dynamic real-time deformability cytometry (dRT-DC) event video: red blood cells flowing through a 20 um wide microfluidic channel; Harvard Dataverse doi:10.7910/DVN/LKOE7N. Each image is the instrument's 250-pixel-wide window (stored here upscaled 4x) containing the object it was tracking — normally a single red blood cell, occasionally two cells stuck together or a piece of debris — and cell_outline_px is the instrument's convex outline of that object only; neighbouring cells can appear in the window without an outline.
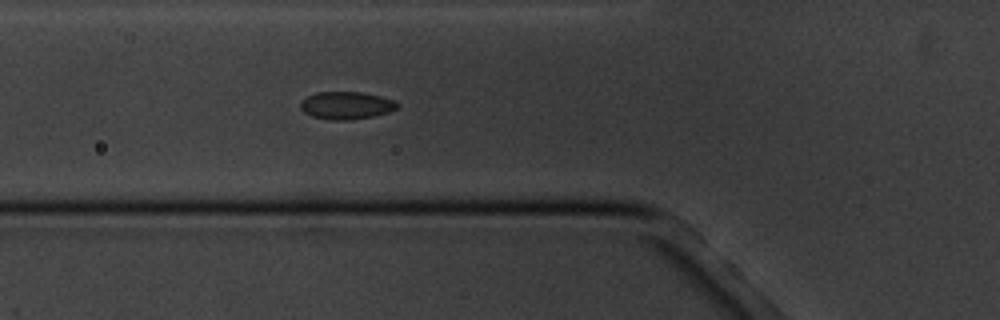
{"species": "common noctule bat (a hibernating species)", "species_latin": "Nyctalus noctula", "temperature_condition": "cold", "stored_images_in_passage": 5, "camera_frame_rate_fps": 3000, "um_per_image_px": 0.085, "animal": {"sex": "male", "body_mass_g": 20.1, "forearm_length_mm": 53.5}, "frame": {"image": 1, "passage_image": 5, "time_ms": 4.667, "image_size_px": [1000, 320], "cell_outline_px": [[400, 104], [396, 108], [388, 112], [372, 116], [352, 120], [328, 120], [312, 116], [304, 112], [300, 108], [300, 100], [316, 92], [360, 92], [380, 96], [396, 100]], "centroid_in_image_um": [29.42, 8.96], "position_along_channel_um": 96.4, "area_um2": 15.66}}